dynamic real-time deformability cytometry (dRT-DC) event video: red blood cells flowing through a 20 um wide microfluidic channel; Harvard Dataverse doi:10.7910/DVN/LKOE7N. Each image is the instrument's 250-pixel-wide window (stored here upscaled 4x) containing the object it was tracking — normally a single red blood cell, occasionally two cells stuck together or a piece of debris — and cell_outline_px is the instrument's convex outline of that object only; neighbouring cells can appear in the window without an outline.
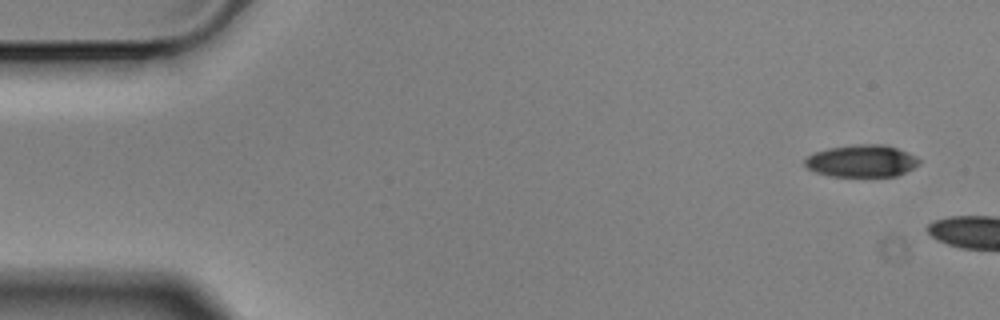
{"species": "Egyptian fruit bat (a non-hibernating species)", "species_latin": "Rousettus aegyptiacus", "temperature_condition": "cold", "stored_images_in_passage": 4, "camera_frame_rate_fps": 3000, "um_per_image_px": 0.085, "animal": {"sex": "male"}, "frame": {"image": 1, "passage_image": 1, "time_ms": 0.0, "image_size_px": [1000, 320], "cell_outline_px": [[920, 164], [896, 176], [832, 176], [816, 172], [808, 168], [804, 164], [804, 160], [808, 156], [816, 152], [828, 148], [856, 144], [884, 144], [896, 148], [920, 160]], "centroid_in_image_um": [73.21, 13.68], "position_along_channel_um": 11.8, "area_um2": 21.1}}